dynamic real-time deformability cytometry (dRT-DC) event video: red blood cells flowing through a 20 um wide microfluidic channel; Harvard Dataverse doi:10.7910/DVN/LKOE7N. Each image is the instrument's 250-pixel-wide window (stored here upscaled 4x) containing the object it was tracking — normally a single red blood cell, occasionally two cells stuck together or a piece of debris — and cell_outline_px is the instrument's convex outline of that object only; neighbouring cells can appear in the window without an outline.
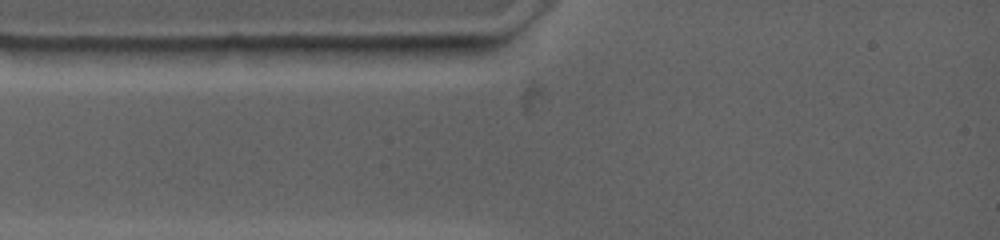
{"species": "common noctule bat (a hibernating species)", "species_latin": "Nyctalus noctula", "temperature_condition": "warm", "stored_images_in_passage": 2, "camera_frame_rate_fps": 4500, "um_per_image_px": 0.085, "animal": {"sex": "female", "body_mass_g": 19.0, "forearm_length_mm": 53.3}, "frame": {"image": 1, "passage_image": 1, "time_ms": 0.0, "image_size_px": [1000, 240], "cell_outline_px": [[440, 48], [428, 56], [396, 64], [364, 64], [320, 48], [400, 44], [440, 44]], "centroid_in_image_um": [32.75, 4.5], "position_along_channel_um": 52.2, "area_um2": 11.68}}